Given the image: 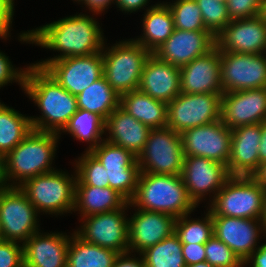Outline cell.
<instances>
[{"instance_id": "45", "label": "cell", "mask_w": 266, "mask_h": 267, "mask_svg": "<svg viewBox=\"0 0 266 267\" xmlns=\"http://www.w3.org/2000/svg\"><path fill=\"white\" fill-rule=\"evenodd\" d=\"M14 10L3 0H0V38L9 37Z\"/></svg>"}, {"instance_id": "46", "label": "cell", "mask_w": 266, "mask_h": 267, "mask_svg": "<svg viewBox=\"0 0 266 267\" xmlns=\"http://www.w3.org/2000/svg\"><path fill=\"white\" fill-rule=\"evenodd\" d=\"M130 252L118 254L113 267H146L142 257L136 259L129 256Z\"/></svg>"}, {"instance_id": "22", "label": "cell", "mask_w": 266, "mask_h": 267, "mask_svg": "<svg viewBox=\"0 0 266 267\" xmlns=\"http://www.w3.org/2000/svg\"><path fill=\"white\" fill-rule=\"evenodd\" d=\"M231 131L228 173L230 176H253L259 170L261 123L240 126Z\"/></svg>"}, {"instance_id": "48", "label": "cell", "mask_w": 266, "mask_h": 267, "mask_svg": "<svg viewBox=\"0 0 266 267\" xmlns=\"http://www.w3.org/2000/svg\"><path fill=\"white\" fill-rule=\"evenodd\" d=\"M115 2L122 12L132 13L144 8L149 0H115Z\"/></svg>"}, {"instance_id": "6", "label": "cell", "mask_w": 266, "mask_h": 267, "mask_svg": "<svg viewBox=\"0 0 266 267\" xmlns=\"http://www.w3.org/2000/svg\"><path fill=\"white\" fill-rule=\"evenodd\" d=\"M103 76L110 86L119 94L137 90L140 85L144 64L151 52L133 38L116 42L104 50Z\"/></svg>"}, {"instance_id": "37", "label": "cell", "mask_w": 266, "mask_h": 267, "mask_svg": "<svg viewBox=\"0 0 266 267\" xmlns=\"http://www.w3.org/2000/svg\"><path fill=\"white\" fill-rule=\"evenodd\" d=\"M173 15L175 29L208 31L203 23L201 10L195 0H176L166 3Z\"/></svg>"}, {"instance_id": "20", "label": "cell", "mask_w": 266, "mask_h": 267, "mask_svg": "<svg viewBox=\"0 0 266 267\" xmlns=\"http://www.w3.org/2000/svg\"><path fill=\"white\" fill-rule=\"evenodd\" d=\"M221 55L215 46L208 53L192 60L180 68L181 93H219L221 87Z\"/></svg>"}, {"instance_id": "55", "label": "cell", "mask_w": 266, "mask_h": 267, "mask_svg": "<svg viewBox=\"0 0 266 267\" xmlns=\"http://www.w3.org/2000/svg\"><path fill=\"white\" fill-rule=\"evenodd\" d=\"M262 222H263L265 229H266V194H265L264 215L262 218Z\"/></svg>"}, {"instance_id": "26", "label": "cell", "mask_w": 266, "mask_h": 267, "mask_svg": "<svg viewBox=\"0 0 266 267\" xmlns=\"http://www.w3.org/2000/svg\"><path fill=\"white\" fill-rule=\"evenodd\" d=\"M120 107L151 129L167 127V103L139 89L120 95Z\"/></svg>"}, {"instance_id": "44", "label": "cell", "mask_w": 266, "mask_h": 267, "mask_svg": "<svg viewBox=\"0 0 266 267\" xmlns=\"http://www.w3.org/2000/svg\"><path fill=\"white\" fill-rule=\"evenodd\" d=\"M182 254L186 265L204 262L206 260L205 244L182 243Z\"/></svg>"}, {"instance_id": "34", "label": "cell", "mask_w": 266, "mask_h": 267, "mask_svg": "<svg viewBox=\"0 0 266 267\" xmlns=\"http://www.w3.org/2000/svg\"><path fill=\"white\" fill-rule=\"evenodd\" d=\"M190 214L183 215L175 220V233L181 243L205 244L213 235V221L208 210L204 219H190ZM189 220H188V219Z\"/></svg>"}, {"instance_id": "50", "label": "cell", "mask_w": 266, "mask_h": 267, "mask_svg": "<svg viewBox=\"0 0 266 267\" xmlns=\"http://www.w3.org/2000/svg\"><path fill=\"white\" fill-rule=\"evenodd\" d=\"M266 162V120L261 123V139L259 145V168Z\"/></svg>"}, {"instance_id": "19", "label": "cell", "mask_w": 266, "mask_h": 267, "mask_svg": "<svg viewBox=\"0 0 266 267\" xmlns=\"http://www.w3.org/2000/svg\"><path fill=\"white\" fill-rule=\"evenodd\" d=\"M215 46L216 37L210 31L174 29L170 37L153 54L160 60L181 68L208 53Z\"/></svg>"}, {"instance_id": "47", "label": "cell", "mask_w": 266, "mask_h": 267, "mask_svg": "<svg viewBox=\"0 0 266 267\" xmlns=\"http://www.w3.org/2000/svg\"><path fill=\"white\" fill-rule=\"evenodd\" d=\"M249 263L251 267H266V243L259 246L245 261L244 266Z\"/></svg>"}, {"instance_id": "23", "label": "cell", "mask_w": 266, "mask_h": 267, "mask_svg": "<svg viewBox=\"0 0 266 267\" xmlns=\"http://www.w3.org/2000/svg\"><path fill=\"white\" fill-rule=\"evenodd\" d=\"M138 89L168 104L181 93L180 68L151 53L144 64Z\"/></svg>"}, {"instance_id": "16", "label": "cell", "mask_w": 266, "mask_h": 267, "mask_svg": "<svg viewBox=\"0 0 266 267\" xmlns=\"http://www.w3.org/2000/svg\"><path fill=\"white\" fill-rule=\"evenodd\" d=\"M231 130L266 120V87L222 94L221 118Z\"/></svg>"}, {"instance_id": "28", "label": "cell", "mask_w": 266, "mask_h": 267, "mask_svg": "<svg viewBox=\"0 0 266 267\" xmlns=\"http://www.w3.org/2000/svg\"><path fill=\"white\" fill-rule=\"evenodd\" d=\"M145 12L142 23L144 33L135 41L153 53L173 33L174 19L170 8L164 2L150 6Z\"/></svg>"}, {"instance_id": "9", "label": "cell", "mask_w": 266, "mask_h": 267, "mask_svg": "<svg viewBox=\"0 0 266 267\" xmlns=\"http://www.w3.org/2000/svg\"><path fill=\"white\" fill-rule=\"evenodd\" d=\"M221 99L219 93H180L167 104V127L181 134L220 120Z\"/></svg>"}, {"instance_id": "40", "label": "cell", "mask_w": 266, "mask_h": 267, "mask_svg": "<svg viewBox=\"0 0 266 267\" xmlns=\"http://www.w3.org/2000/svg\"><path fill=\"white\" fill-rule=\"evenodd\" d=\"M106 171L109 187L129 202L135 194L140 169H108Z\"/></svg>"}, {"instance_id": "38", "label": "cell", "mask_w": 266, "mask_h": 267, "mask_svg": "<svg viewBox=\"0 0 266 267\" xmlns=\"http://www.w3.org/2000/svg\"><path fill=\"white\" fill-rule=\"evenodd\" d=\"M201 10L205 28L215 37L231 22L227 4L217 0H195Z\"/></svg>"}, {"instance_id": "13", "label": "cell", "mask_w": 266, "mask_h": 267, "mask_svg": "<svg viewBox=\"0 0 266 267\" xmlns=\"http://www.w3.org/2000/svg\"><path fill=\"white\" fill-rule=\"evenodd\" d=\"M184 156H199L227 166L232 131L223 121L189 128L181 133Z\"/></svg>"}, {"instance_id": "18", "label": "cell", "mask_w": 266, "mask_h": 267, "mask_svg": "<svg viewBox=\"0 0 266 267\" xmlns=\"http://www.w3.org/2000/svg\"><path fill=\"white\" fill-rule=\"evenodd\" d=\"M220 52L266 53V23L259 17L234 19L216 36Z\"/></svg>"}, {"instance_id": "24", "label": "cell", "mask_w": 266, "mask_h": 267, "mask_svg": "<svg viewBox=\"0 0 266 267\" xmlns=\"http://www.w3.org/2000/svg\"><path fill=\"white\" fill-rule=\"evenodd\" d=\"M69 237L60 232L33 234L22 244L24 267H67Z\"/></svg>"}, {"instance_id": "21", "label": "cell", "mask_w": 266, "mask_h": 267, "mask_svg": "<svg viewBox=\"0 0 266 267\" xmlns=\"http://www.w3.org/2000/svg\"><path fill=\"white\" fill-rule=\"evenodd\" d=\"M175 217L137 209L129 221V250L139 254L175 232ZM134 250V251H133Z\"/></svg>"}, {"instance_id": "2", "label": "cell", "mask_w": 266, "mask_h": 267, "mask_svg": "<svg viewBox=\"0 0 266 267\" xmlns=\"http://www.w3.org/2000/svg\"><path fill=\"white\" fill-rule=\"evenodd\" d=\"M23 89L42 111V116L30 117L32 129L61 134L78 109L77 97L34 63L26 67Z\"/></svg>"}, {"instance_id": "12", "label": "cell", "mask_w": 266, "mask_h": 267, "mask_svg": "<svg viewBox=\"0 0 266 267\" xmlns=\"http://www.w3.org/2000/svg\"><path fill=\"white\" fill-rule=\"evenodd\" d=\"M220 52L224 93L266 87V55Z\"/></svg>"}, {"instance_id": "43", "label": "cell", "mask_w": 266, "mask_h": 267, "mask_svg": "<svg viewBox=\"0 0 266 267\" xmlns=\"http://www.w3.org/2000/svg\"><path fill=\"white\" fill-rule=\"evenodd\" d=\"M25 72L26 68L25 70L14 68L8 57L0 52V88L12 81H17L23 89Z\"/></svg>"}, {"instance_id": "3", "label": "cell", "mask_w": 266, "mask_h": 267, "mask_svg": "<svg viewBox=\"0 0 266 267\" xmlns=\"http://www.w3.org/2000/svg\"><path fill=\"white\" fill-rule=\"evenodd\" d=\"M130 207L178 218L197 207L188 195L181 175L140 173Z\"/></svg>"}, {"instance_id": "1", "label": "cell", "mask_w": 266, "mask_h": 267, "mask_svg": "<svg viewBox=\"0 0 266 267\" xmlns=\"http://www.w3.org/2000/svg\"><path fill=\"white\" fill-rule=\"evenodd\" d=\"M19 40L61 52L60 55L34 64L45 69L52 61L66 57L88 56L102 52L104 37L98 22L84 14L65 17L34 30L22 32Z\"/></svg>"}, {"instance_id": "27", "label": "cell", "mask_w": 266, "mask_h": 267, "mask_svg": "<svg viewBox=\"0 0 266 267\" xmlns=\"http://www.w3.org/2000/svg\"><path fill=\"white\" fill-rule=\"evenodd\" d=\"M127 203L121 194L110 187L75 186L74 212L79 211L80 217L114 211Z\"/></svg>"}, {"instance_id": "49", "label": "cell", "mask_w": 266, "mask_h": 267, "mask_svg": "<svg viewBox=\"0 0 266 267\" xmlns=\"http://www.w3.org/2000/svg\"><path fill=\"white\" fill-rule=\"evenodd\" d=\"M78 2L84 3L87 8L89 7V10L94 14H100V12H103L104 9L111 5V2L114 3L115 0H74Z\"/></svg>"}, {"instance_id": "56", "label": "cell", "mask_w": 266, "mask_h": 267, "mask_svg": "<svg viewBox=\"0 0 266 267\" xmlns=\"http://www.w3.org/2000/svg\"><path fill=\"white\" fill-rule=\"evenodd\" d=\"M14 10V0H3Z\"/></svg>"}, {"instance_id": "14", "label": "cell", "mask_w": 266, "mask_h": 267, "mask_svg": "<svg viewBox=\"0 0 266 267\" xmlns=\"http://www.w3.org/2000/svg\"><path fill=\"white\" fill-rule=\"evenodd\" d=\"M44 70L73 96H78L103 77V55L98 52L88 56L58 59Z\"/></svg>"}, {"instance_id": "57", "label": "cell", "mask_w": 266, "mask_h": 267, "mask_svg": "<svg viewBox=\"0 0 266 267\" xmlns=\"http://www.w3.org/2000/svg\"><path fill=\"white\" fill-rule=\"evenodd\" d=\"M218 2H222V3H225L227 4L228 0H217Z\"/></svg>"}, {"instance_id": "58", "label": "cell", "mask_w": 266, "mask_h": 267, "mask_svg": "<svg viewBox=\"0 0 266 267\" xmlns=\"http://www.w3.org/2000/svg\"><path fill=\"white\" fill-rule=\"evenodd\" d=\"M0 240H3V238H2V232H1V227H0Z\"/></svg>"}, {"instance_id": "17", "label": "cell", "mask_w": 266, "mask_h": 267, "mask_svg": "<svg viewBox=\"0 0 266 267\" xmlns=\"http://www.w3.org/2000/svg\"><path fill=\"white\" fill-rule=\"evenodd\" d=\"M212 221L214 236L225 243L243 263L258 248L259 235L265 233L266 236L262 220L212 216Z\"/></svg>"}, {"instance_id": "42", "label": "cell", "mask_w": 266, "mask_h": 267, "mask_svg": "<svg viewBox=\"0 0 266 267\" xmlns=\"http://www.w3.org/2000/svg\"><path fill=\"white\" fill-rule=\"evenodd\" d=\"M262 0H228L227 9L231 20L253 18L259 15Z\"/></svg>"}, {"instance_id": "7", "label": "cell", "mask_w": 266, "mask_h": 267, "mask_svg": "<svg viewBox=\"0 0 266 267\" xmlns=\"http://www.w3.org/2000/svg\"><path fill=\"white\" fill-rule=\"evenodd\" d=\"M76 179L54 170L26 180L19 188L39 213L61 215L74 211Z\"/></svg>"}, {"instance_id": "52", "label": "cell", "mask_w": 266, "mask_h": 267, "mask_svg": "<svg viewBox=\"0 0 266 267\" xmlns=\"http://www.w3.org/2000/svg\"><path fill=\"white\" fill-rule=\"evenodd\" d=\"M253 177L266 189V162L260 165Z\"/></svg>"}, {"instance_id": "31", "label": "cell", "mask_w": 266, "mask_h": 267, "mask_svg": "<svg viewBox=\"0 0 266 267\" xmlns=\"http://www.w3.org/2000/svg\"><path fill=\"white\" fill-rule=\"evenodd\" d=\"M31 130L30 117L0 102V153L6 156Z\"/></svg>"}, {"instance_id": "54", "label": "cell", "mask_w": 266, "mask_h": 267, "mask_svg": "<svg viewBox=\"0 0 266 267\" xmlns=\"http://www.w3.org/2000/svg\"><path fill=\"white\" fill-rule=\"evenodd\" d=\"M186 267H214V266L209 264L207 261H204L196 264L187 265Z\"/></svg>"}, {"instance_id": "8", "label": "cell", "mask_w": 266, "mask_h": 267, "mask_svg": "<svg viewBox=\"0 0 266 267\" xmlns=\"http://www.w3.org/2000/svg\"><path fill=\"white\" fill-rule=\"evenodd\" d=\"M183 161L181 134L169 127L151 129L137 156L140 173L181 175Z\"/></svg>"}, {"instance_id": "10", "label": "cell", "mask_w": 266, "mask_h": 267, "mask_svg": "<svg viewBox=\"0 0 266 267\" xmlns=\"http://www.w3.org/2000/svg\"><path fill=\"white\" fill-rule=\"evenodd\" d=\"M38 214L19 187L0 189V227L3 240L24 244L39 232Z\"/></svg>"}, {"instance_id": "35", "label": "cell", "mask_w": 266, "mask_h": 267, "mask_svg": "<svg viewBox=\"0 0 266 267\" xmlns=\"http://www.w3.org/2000/svg\"><path fill=\"white\" fill-rule=\"evenodd\" d=\"M97 160L108 169H139L137 157L129 150L101 141L90 151Z\"/></svg>"}, {"instance_id": "30", "label": "cell", "mask_w": 266, "mask_h": 267, "mask_svg": "<svg viewBox=\"0 0 266 267\" xmlns=\"http://www.w3.org/2000/svg\"><path fill=\"white\" fill-rule=\"evenodd\" d=\"M77 97V108L99 115L104 121L120 106V95L103 76L84 89Z\"/></svg>"}, {"instance_id": "25", "label": "cell", "mask_w": 266, "mask_h": 267, "mask_svg": "<svg viewBox=\"0 0 266 267\" xmlns=\"http://www.w3.org/2000/svg\"><path fill=\"white\" fill-rule=\"evenodd\" d=\"M105 141L131 151L136 157L143 151L151 128L136 120L120 106L105 120Z\"/></svg>"}, {"instance_id": "11", "label": "cell", "mask_w": 266, "mask_h": 267, "mask_svg": "<svg viewBox=\"0 0 266 267\" xmlns=\"http://www.w3.org/2000/svg\"><path fill=\"white\" fill-rule=\"evenodd\" d=\"M129 206L128 202L114 211L82 217L81 229L74 232L86 242L119 254L126 253L129 250V221L124 212Z\"/></svg>"}, {"instance_id": "41", "label": "cell", "mask_w": 266, "mask_h": 267, "mask_svg": "<svg viewBox=\"0 0 266 267\" xmlns=\"http://www.w3.org/2000/svg\"><path fill=\"white\" fill-rule=\"evenodd\" d=\"M0 240V267H24L23 245Z\"/></svg>"}, {"instance_id": "5", "label": "cell", "mask_w": 266, "mask_h": 267, "mask_svg": "<svg viewBox=\"0 0 266 267\" xmlns=\"http://www.w3.org/2000/svg\"><path fill=\"white\" fill-rule=\"evenodd\" d=\"M266 189L253 176H230L212 199L211 216L262 220Z\"/></svg>"}, {"instance_id": "15", "label": "cell", "mask_w": 266, "mask_h": 267, "mask_svg": "<svg viewBox=\"0 0 266 267\" xmlns=\"http://www.w3.org/2000/svg\"><path fill=\"white\" fill-rule=\"evenodd\" d=\"M181 176L196 206L211 192L214 199L230 177L226 165L199 156H184Z\"/></svg>"}, {"instance_id": "53", "label": "cell", "mask_w": 266, "mask_h": 267, "mask_svg": "<svg viewBox=\"0 0 266 267\" xmlns=\"http://www.w3.org/2000/svg\"><path fill=\"white\" fill-rule=\"evenodd\" d=\"M258 16L266 23V0H262Z\"/></svg>"}, {"instance_id": "4", "label": "cell", "mask_w": 266, "mask_h": 267, "mask_svg": "<svg viewBox=\"0 0 266 267\" xmlns=\"http://www.w3.org/2000/svg\"><path fill=\"white\" fill-rule=\"evenodd\" d=\"M58 139V133L32 129L5 156L7 180L13 181L9 183V187H19L30 178L54 171L51 164L55 158Z\"/></svg>"}, {"instance_id": "51", "label": "cell", "mask_w": 266, "mask_h": 267, "mask_svg": "<svg viewBox=\"0 0 266 267\" xmlns=\"http://www.w3.org/2000/svg\"><path fill=\"white\" fill-rule=\"evenodd\" d=\"M7 182L5 155L0 153V189L9 187Z\"/></svg>"}, {"instance_id": "32", "label": "cell", "mask_w": 266, "mask_h": 267, "mask_svg": "<svg viewBox=\"0 0 266 267\" xmlns=\"http://www.w3.org/2000/svg\"><path fill=\"white\" fill-rule=\"evenodd\" d=\"M105 121L95 113L87 110L77 109L76 113L69 119L62 132H68L77 140L90 143L86 151H91L104 139Z\"/></svg>"}, {"instance_id": "33", "label": "cell", "mask_w": 266, "mask_h": 267, "mask_svg": "<svg viewBox=\"0 0 266 267\" xmlns=\"http://www.w3.org/2000/svg\"><path fill=\"white\" fill-rule=\"evenodd\" d=\"M146 267H186L182 243L174 232L154 246L139 254Z\"/></svg>"}, {"instance_id": "29", "label": "cell", "mask_w": 266, "mask_h": 267, "mask_svg": "<svg viewBox=\"0 0 266 267\" xmlns=\"http://www.w3.org/2000/svg\"><path fill=\"white\" fill-rule=\"evenodd\" d=\"M118 252L81 239L75 232L70 236L67 267H113Z\"/></svg>"}, {"instance_id": "39", "label": "cell", "mask_w": 266, "mask_h": 267, "mask_svg": "<svg viewBox=\"0 0 266 267\" xmlns=\"http://www.w3.org/2000/svg\"><path fill=\"white\" fill-rule=\"evenodd\" d=\"M206 260L214 267H244L240 258L214 235L205 243Z\"/></svg>"}, {"instance_id": "36", "label": "cell", "mask_w": 266, "mask_h": 267, "mask_svg": "<svg viewBox=\"0 0 266 267\" xmlns=\"http://www.w3.org/2000/svg\"><path fill=\"white\" fill-rule=\"evenodd\" d=\"M75 164V186L109 187L106 169L90 151H85Z\"/></svg>"}]
</instances>
